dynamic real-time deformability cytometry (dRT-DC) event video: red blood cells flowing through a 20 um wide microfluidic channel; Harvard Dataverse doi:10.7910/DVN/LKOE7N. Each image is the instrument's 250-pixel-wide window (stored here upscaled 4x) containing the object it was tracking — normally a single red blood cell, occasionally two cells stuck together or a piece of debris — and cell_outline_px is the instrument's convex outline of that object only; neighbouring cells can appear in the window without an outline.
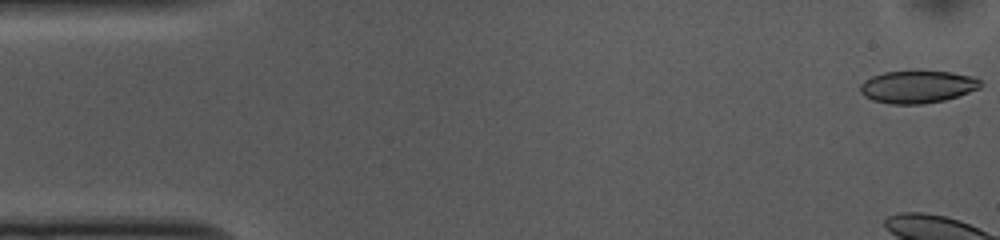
{"species": "common noctule bat (a hibernating species)", "species_latin": "Nyctalus noctula", "temperature_condition": "cold", "stored_images_in_passage": 6, "camera_frame_rate_fps": 3000, "um_per_image_px": 0.085, "animal": {"sex": "female", "body_mass_g": 10.0, "forearm_length_mm": 53.1}, "frame": {"image": 1, "passage_image": 1, "time_ms": 0.0, "image_size_px": [1000, 240], "cell_outline_px": [[980, 88], [944, 100], [924, 104], [888, 104], [872, 100], [864, 96], [860, 92], [860, 84], [864, 80], [872, 76], [884, 72], [952, 72], [972, 76], [980, 80]], "centroid_in_image_um": [77.94, 7.39], "position_along_channel_um": 7.1, "area_um2": 22.54}}